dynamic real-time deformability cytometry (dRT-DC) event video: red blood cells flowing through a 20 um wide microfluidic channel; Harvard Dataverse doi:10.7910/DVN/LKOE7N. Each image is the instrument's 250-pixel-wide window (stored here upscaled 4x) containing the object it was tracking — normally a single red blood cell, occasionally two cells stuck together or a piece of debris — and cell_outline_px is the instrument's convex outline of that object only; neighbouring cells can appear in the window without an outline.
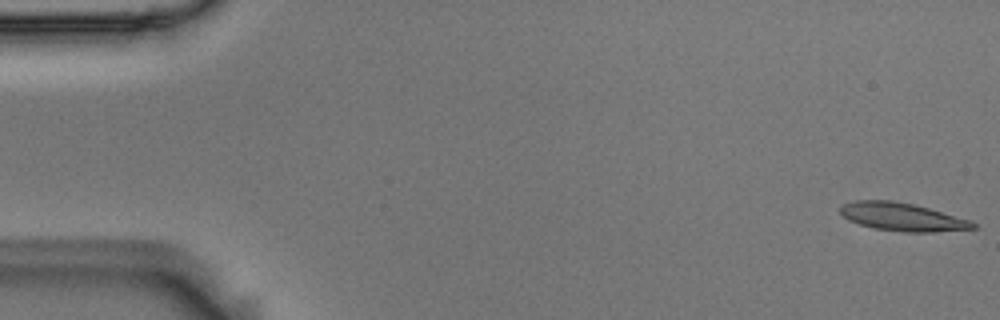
{"species": "Egyptian fruit bat (a non-hibernating species)", "species_latin": "Rousettus aegyptiacus", "temperature_condition": "room temperature", "stored_images_in_passage": 54, "camera_frame_rate_fps": 3000, "um_per_image_px": 0.085, "animal": {"sex": "male"}, "frame": {"image": 1, "passage_image": 1, "time_ms": 0.0, "image_size_px": [1000, 320], "cell_outline_px": [[976, 228], [936, 232], [904, 232], [876, 228], [860, 224], [848, 220], [840, 212], [840, 204], [856, 200], [892, 200], [912, 204], [928, 208], [972, 220], [976, 224]], "centroid_in_image_um": [76.69, 18.43], "position_along_channel_um": 8.3, "area_um2": 21.68}}
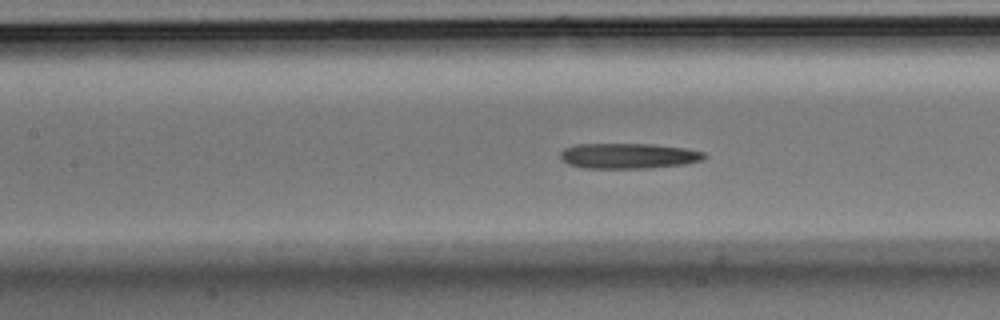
{"frame": {"image": 2, "passage_image": 24, "time_ms": 7.667, "image_size_px": [1000, 320], "cell_outline_px": [[708, 156], [704, 160], [688, 164], [648, 168], [584, 168], [568, 164], [560, 160], [560, 152], [564, 148], [576, 144], [652, 144], [688, 148], [704, 152]], "centroid_in_image_um": [53.45, 13.25], "position_along_channel_um": 153.9, "area_um2": 21.68}}
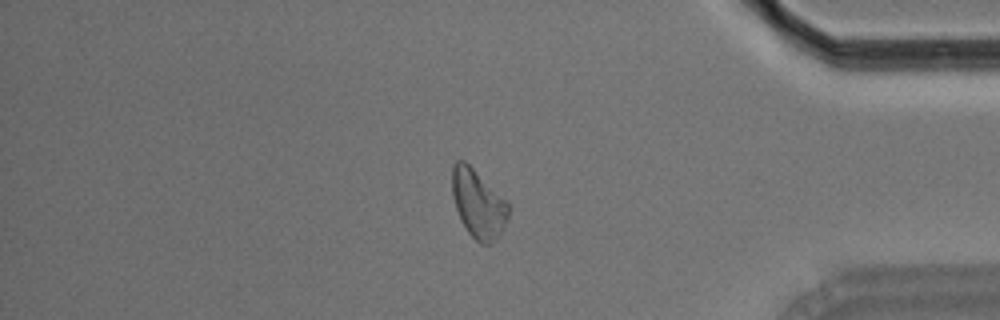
{"frame": {"image": 3, "passage_image": 46, "time_ms": 15.0, "image_size_px": [1000, 320], "cell_outline_px": [[508, 216], [500, 236], [488, 244], [480, 244], [468, 232], [460, 220], [452, 196], [452, 164], [456, 160], [464, 160], [508, 204]], "centroid_in_image_um": [40.6, 17.34], "position_along_channel_um": 394.6, "area_um2": 21.91}}